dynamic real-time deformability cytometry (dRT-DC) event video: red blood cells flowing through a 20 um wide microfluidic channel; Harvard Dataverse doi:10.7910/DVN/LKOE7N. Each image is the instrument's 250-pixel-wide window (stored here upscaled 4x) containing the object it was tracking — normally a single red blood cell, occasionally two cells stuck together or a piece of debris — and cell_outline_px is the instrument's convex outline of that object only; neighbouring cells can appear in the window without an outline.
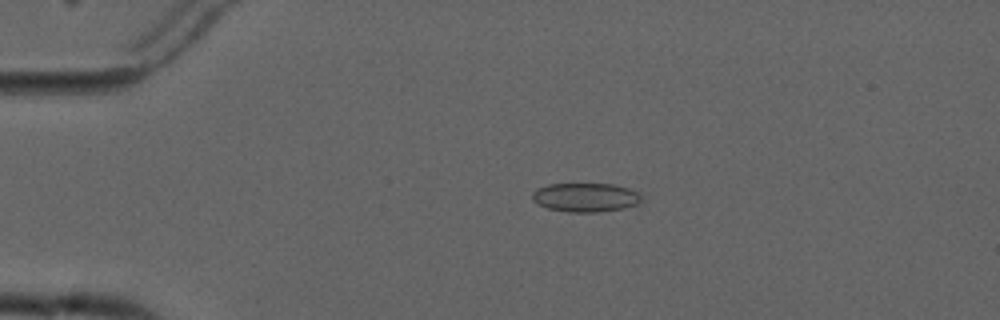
{"species": "common noctule bat (a hibernating species)", "species_latin": "Nyctalus noctula", "temperature_condition": "cold", "stored_images_in_passage": 7, "camera_frame_rate_fps": 3000, "um_per_image_px": 0.085, "animal": {"sex": "male", "forearm_length_mm": 52.5}, "frame": {"image": 1, "passage_image": 3, "time_ms": 3.333, "image_size_px": [1000, 320], "cell_outline_px": [[644, 200], [636, 204], [624, 208], [600, 212], [568, 212], [548, 208], [536, 204], [532, 200], [532, 192], [536, 188], [548, 184], [612, 184], [628, 188], [644, 196]], "centroid_in_image_um": [49.76, 16.78], "position_along_channel_um": 35.2, "area_um2": 18.61}}
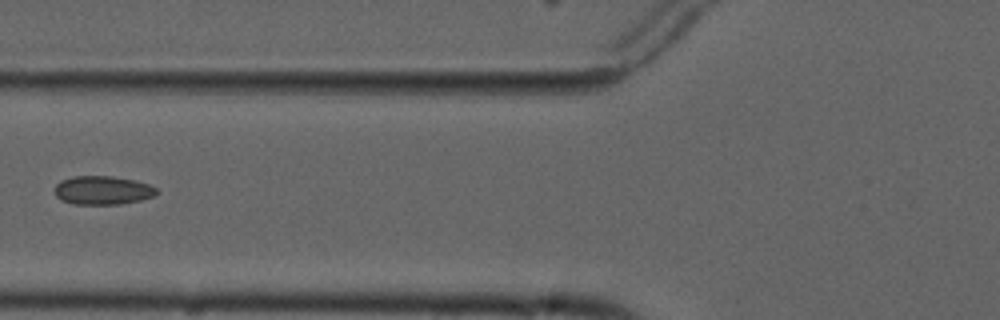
{"frame": {"image": 2, "passage_image": 6, "time_ms": 6.667, "image_size_px": [1000, 320], "cell_outline_px": [[160, 192], [156, 196], [140, 200], [120, 204], [72, 204], [60, 200], [56, 196], [52, 188], [60, 180], [72, 176], [112, 176], [136, 180], [148, 184], [156, 188]], "centroid_in_image_um": [8.7, 16.17], "position_along_channel_um": 117.1, "area_um2": 17.4}}
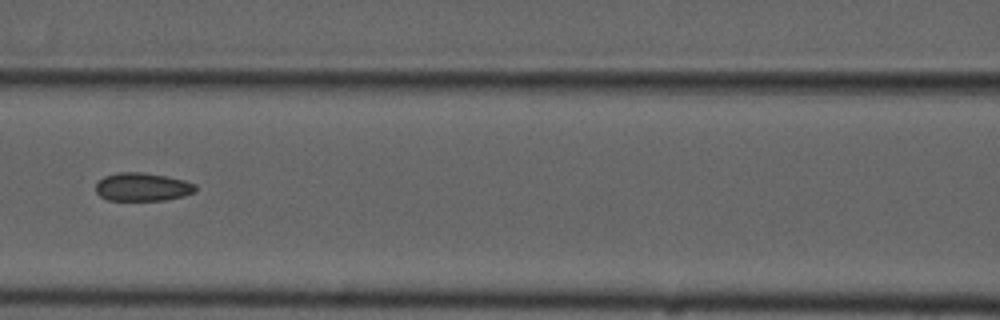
{"frame": {"image": 3, "passage_image": 7, "time_ms": 7.667, "image_size_px": [1000, 320], "cell_outline_px": [[196, 192], [184, 196], [164, 200], [108, 200], [100, 196], [96, 192], [96, 184], [104, 176], [120, 172], [144, 172], [184, 180], [196, 184]], "centroid_in_image_um": [12.12, 15.89], "position_along_channel_um": 154.5, "area_um2": 16.42}}